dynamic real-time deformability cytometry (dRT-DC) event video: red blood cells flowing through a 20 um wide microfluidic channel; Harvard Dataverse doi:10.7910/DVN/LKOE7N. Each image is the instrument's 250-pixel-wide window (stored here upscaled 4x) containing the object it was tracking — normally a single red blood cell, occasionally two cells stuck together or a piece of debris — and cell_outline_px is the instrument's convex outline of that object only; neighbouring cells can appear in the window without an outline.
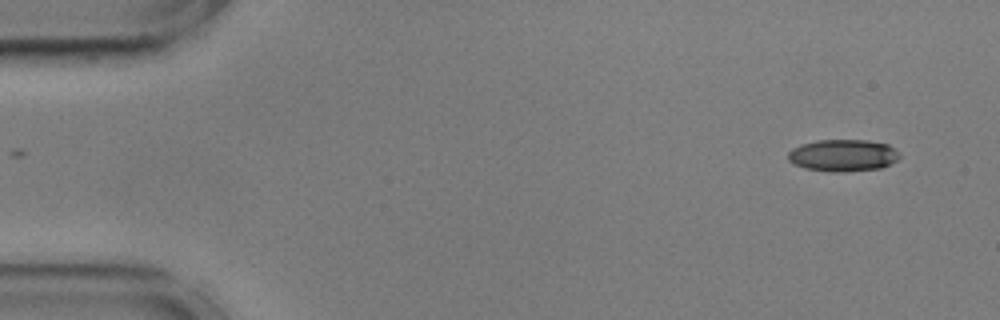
{"species": "common noctule bat (a hibernating species)", "species_latin": "Nyctalus noctula", "temperature_condition": "cold", "stored_images_in_passage": 11, "camera_frame_rate_fps": 3000, "um_per_image_px": 0.085, "animal": {"sex": "male", "body_mass_g": 17.9, "forearm_length_mm": 54.2}, "frame": {"image": 1, "passage_image": 1, "time_ms": 0.0, "image_size_px": [1000, 320], "cell_outline_px": [[900, 156], [896, 160], [880, 168], [844, 172], [832, 172], [804, 168], [788, 160], [788, 152], [792, 148], [800, 144], [816, 140], [868, 140], [888, 144], [900, 152]], "centroid_in_image_um": [71.65, 13.2], "position_along_channel_um": 13.4, "area_um2": 20.87}}